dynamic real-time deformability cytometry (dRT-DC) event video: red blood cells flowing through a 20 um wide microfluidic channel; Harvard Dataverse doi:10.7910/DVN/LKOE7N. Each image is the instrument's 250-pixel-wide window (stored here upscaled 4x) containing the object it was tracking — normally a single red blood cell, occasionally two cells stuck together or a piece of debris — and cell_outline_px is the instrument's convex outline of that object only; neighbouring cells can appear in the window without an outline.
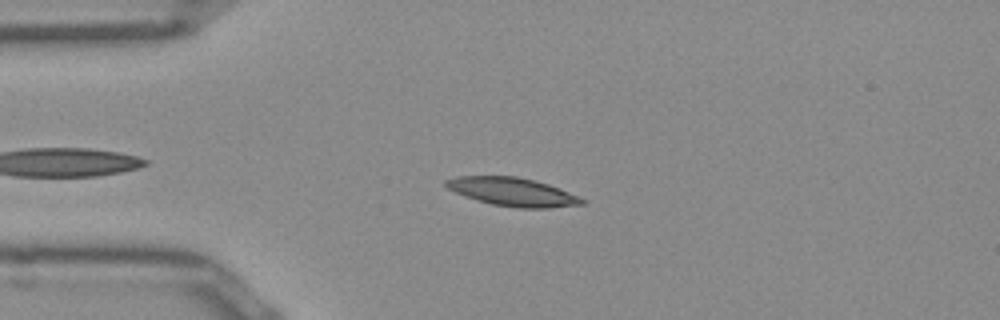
{"species": "Egyptian fruit bat (a non-hibernating species)", "species_latin": "Rousettus aegyptiacus", "temperature_condition": "room temperature", "stored_images_in_passage": 46, "camera_frame_rate_fps": 3000, "um_per_image_px": 0.085, "frame": {"image": 1, "passage_image": 7, "time_ms": 2.0, "image_size_px": [1000, 320], "cell_outline_px": [[588, 200], [584, 204], [548, 208], [516, 208], [492, 204], [476, 200], [456, 192], [448, 188], [444, 184], [444, 180], [456, 176], [516, 176], [548, 184], [560, 188]], "centroid_in_image_um": [43.59, 16.31], "position_along_channel_um": 41.4, "area_um2": 22.54}}
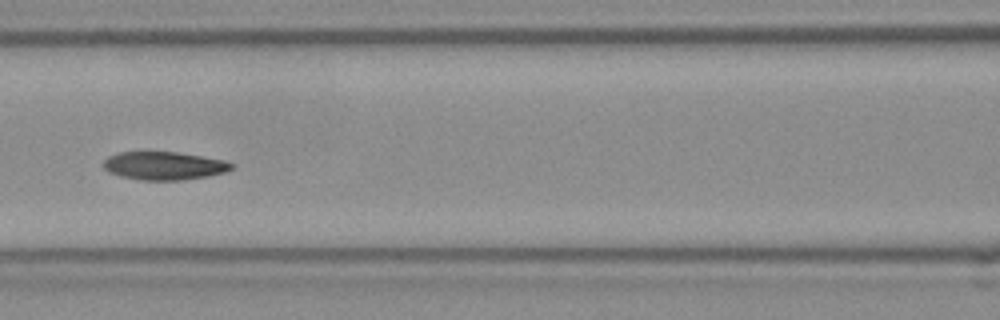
{"frame": {"image": 2, "passage_image": 17, "time_ms": 5.333, "image_size_px": [1000, 320], "cell_outline_px": [[236, 168], [224, 172], [208, 176], [180, 180], [144, 180], [120, 176], [104, 168], [104, 160], [108, 156], [120, 152], [176, 152], [204, 156], [224, 160], [236, 164]], "centroid_in_image_um": [14.02, 14.08], "position_along_channel_um": 152.6, "area_um2": 20.98}}
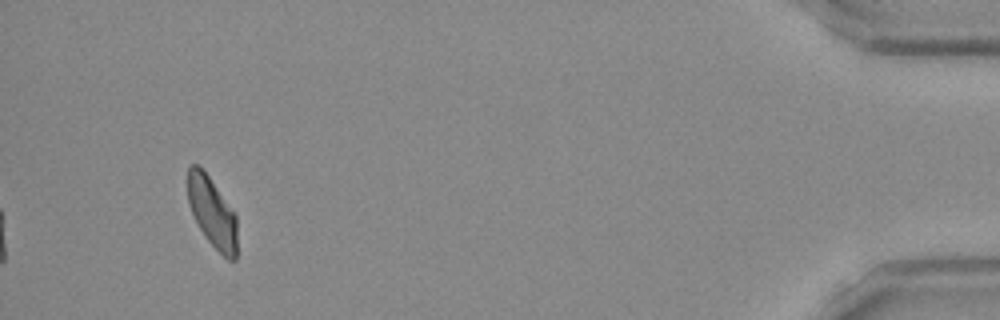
{"frame": {"image": 3, "passage_image": 43, "time_ms": 14.0, "image_size_px": [1000, 320], "cell_outline_px": [[236, 260], [228, 260], [204, 236], [188, 204], [188, 168], [192, 164], [200, 164], [236, 216]], "centroid_in_image_um": [18.02, 18.03], "position_along_channel_um": 417.2, "area_um2": 19.77}, "authors_computed_cell_mechanics": {"area_um2": 21.5305, "velocity_mm_per_s": 3.9369, "shape_relaxation_time_tau1_ms": 7.2833, "shape_relaxation_time_tau2_ms": 3.0925, "deformation_change_tau1": 0.1747, "deformation_change_tau2": 0.0836}}